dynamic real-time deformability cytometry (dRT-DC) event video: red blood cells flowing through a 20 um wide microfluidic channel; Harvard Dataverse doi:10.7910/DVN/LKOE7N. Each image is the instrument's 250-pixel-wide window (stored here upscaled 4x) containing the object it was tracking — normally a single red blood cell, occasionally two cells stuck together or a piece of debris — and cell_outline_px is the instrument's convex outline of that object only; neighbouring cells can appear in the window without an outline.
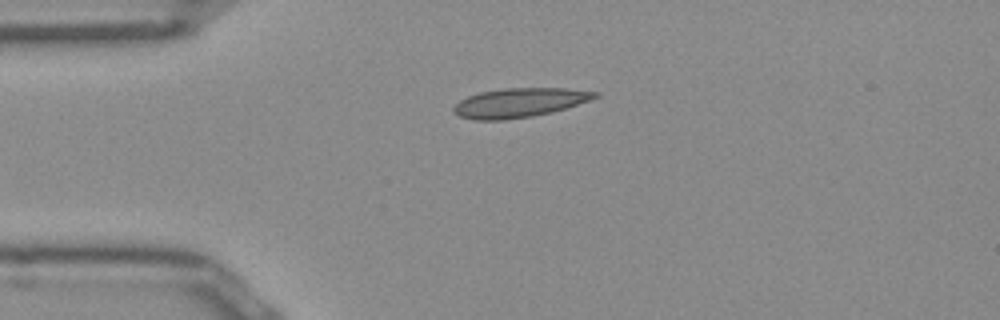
{"species": "Egyptian fruit bat (a non-hibernating species)", "species_latin": "Rousettus aegyptiacus", "temperature_condition": "room temperature", "stored_images_in_passage": 40, "camera_frame_rate_fps": 3000, "um_per_image_px": 0.085, "frame": {"image": 1, "passage_image": 1, "time_ms": 0.0, "image_size_px": [1000, 320], "cell_outline_px": [[600, 96], [552, 112], [532, 116], [504, 120], [472, 120], [460, 116], [452, 112], [452, 108], [460, 100], [468, 96], [480, 92], [504, 88], [564, 88], [600, 92]], "centroid_in_image_um": [44.11, 8.73], "position_along_channel_um": 40.9, "area_um2": 23.99}}
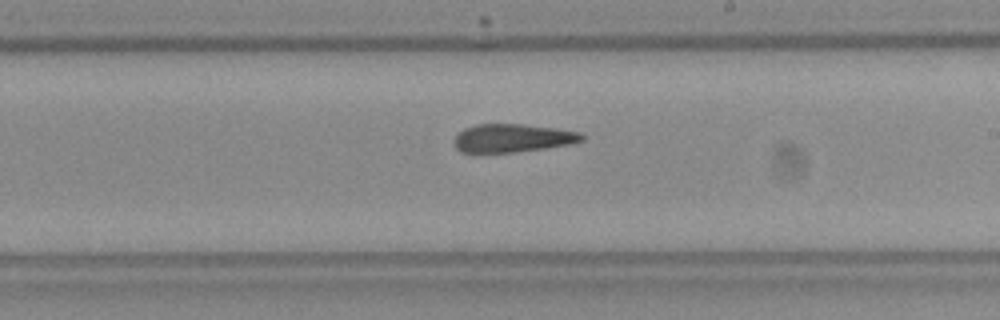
{"frame": {"image": 2, "passage_image": 18, "time_ms": 5.667, "image_size_px": [1000, 320], "cell_outline_px": [[588, 136], [584, 140], [568, 144], [544, 148], [512, 152], [460, 152], [456, 148], [456, 136], [464, 128], [476, 124], [520, 124], [556, 128], [580, 132]], "centroid_in_image_um": [43.61, 11.72], "position_along_channel_um": 245.4, "area_um2": 20.81}}
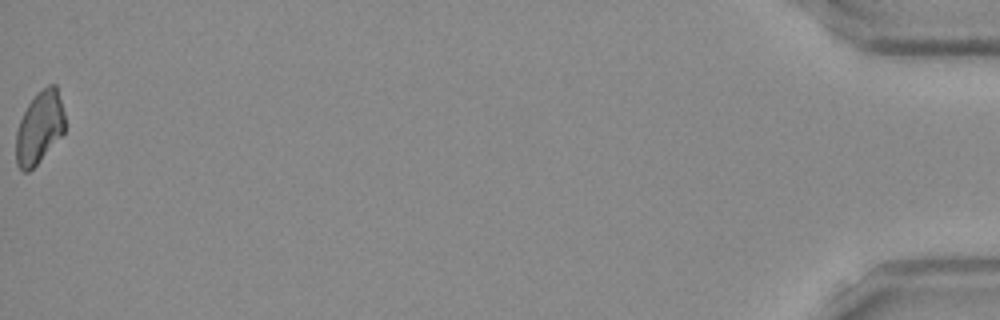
{"frame": {"image": 3, "passage_image": 40, "time_ms": 13.0, "image_size_px": [1000, 320], "cell_outline_px": [[64, 132], [40, 160], [28, 172], [24, 172], [16, 164], [16, 132], [20, 120], [28, 104], [48, 84], [56, 84], [64, 112]], "centroid_in_image_um": [3.35, 10.85], "position_along_channel_um": 431.9, "area_um2": 20.17}, "authors_computed_cell_mechanics": {"area_um2": 21.7617, "velocity_mm_per_s": 3.9768, "shape_relaxation_time_tau1_ms": 9.3536, "shape_relaxation_time_tau2_ms": 2.715, "deformation_change_tau1": 0.1728, "deformation_change_tau2": 0.0826}}